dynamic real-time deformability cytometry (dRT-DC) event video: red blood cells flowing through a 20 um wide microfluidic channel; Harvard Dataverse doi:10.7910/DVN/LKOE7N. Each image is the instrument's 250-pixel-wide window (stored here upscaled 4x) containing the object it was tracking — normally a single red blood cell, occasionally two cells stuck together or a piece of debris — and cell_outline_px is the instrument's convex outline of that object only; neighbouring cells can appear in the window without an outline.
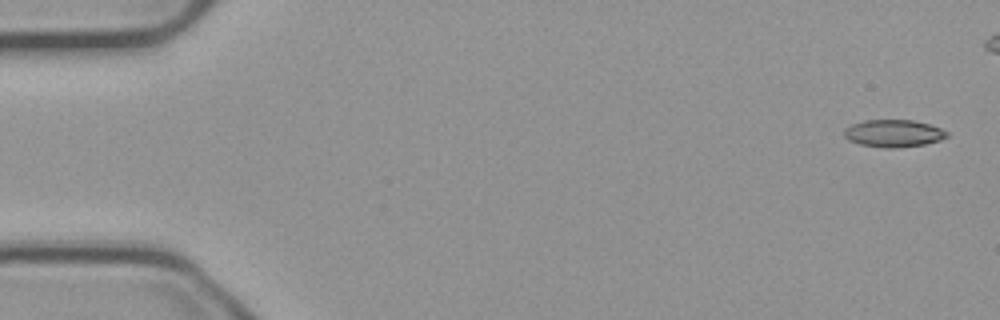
{"species": "common noctule bat (a hibernating species)", "species_latin": "Nyctalus noctula", "temperature_condition": "cold", "stored_images_in_passage": 48, "camera_frame_rate_fps": 3000, "um_per_image_px": 0.085, "animal": {"sex": "male", "body_mass_g": 23.1, "forearm_length_mm": 52.7}, "frame": {"image": 1, "passage_image": 2, "time_ms": 0.333, "image_size_px": [1000, 320], "cell_outline_px": [[948, 136], [940, 140], [924, 144], [900, 148], [884, 148], [860, 144], [848, 140], [844, 136], [844, 128], [852, 124], [864, 120], [912, 120], [928, 124], [940, 128], [948, 132]], "centroid_in_image_um": [75.93, 11.34], "position_along_channel_um": 9.1, "area_um2": 16.42}}
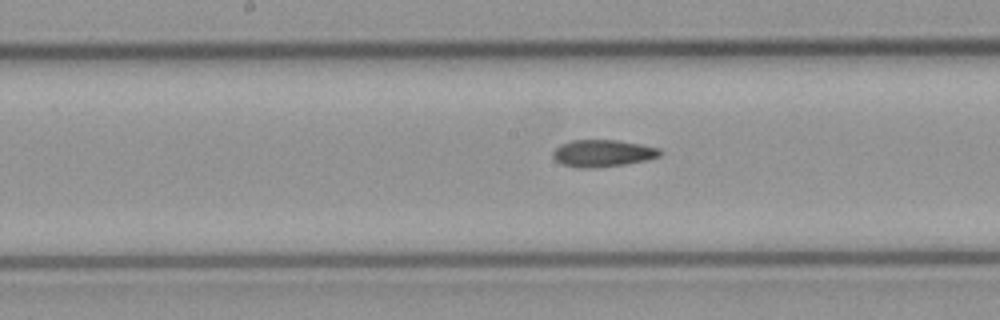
{"frame": {"image": 2, "passage_image": 28, "time_ms": 9.0, "image_size_px": [1000, 320], "cell_outline_px": [[664, 152], [660, 156], [648, 160], [624, 164], [592, 168], [580, 168], [564, 164], [556, 160], [552, 156], [552, 152], [560, 144], [572, 140], [616, 140], [640, 144], [660, 148]], "centroid_in_image_um": [51.26, 13.02], "position_along_channel_um": 196.9, "area_um2": 16.88}}
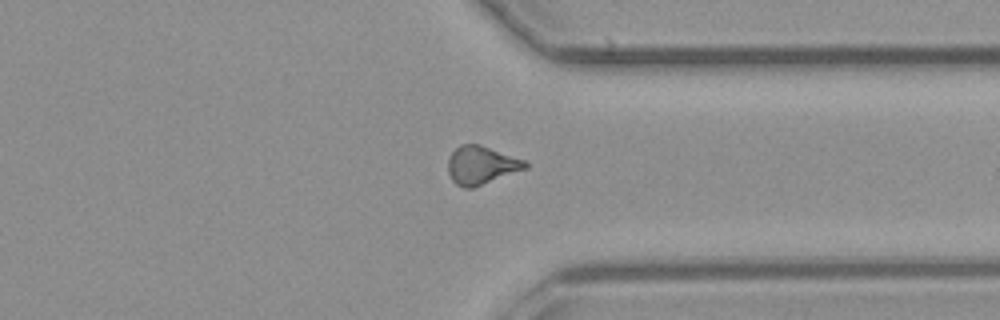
{"frame": {"image": 3, "passage_image": 42, "time_ms": 13.667, "image_size_px": [1000, 320], "cell_outline_px": [[528, 168], [472, 188], [464, 188], [456, 184], [452, 180], [448, 172], [448, 160], [452, 152], [460, 144], [480, 144], [524, 160], [528, 164]], "centroid_in_image_um": [40.9, 14.04], "position_along_channel_um": 370.5, "area_um2": 17.11}}